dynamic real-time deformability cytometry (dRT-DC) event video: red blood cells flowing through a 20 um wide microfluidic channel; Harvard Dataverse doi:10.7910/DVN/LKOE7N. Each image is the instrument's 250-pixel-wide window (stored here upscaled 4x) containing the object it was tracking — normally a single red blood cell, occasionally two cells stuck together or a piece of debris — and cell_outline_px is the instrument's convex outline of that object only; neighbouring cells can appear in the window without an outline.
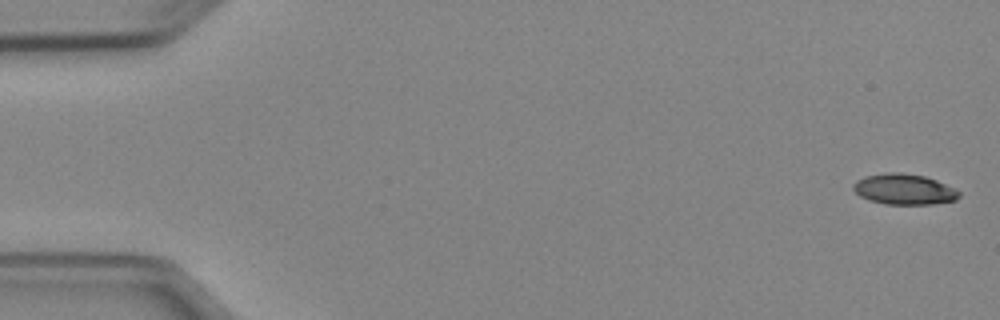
{"species": "Egyptian fruit bat (a non-hibernating species)", "species_latin": "Rousettus aegyptiacus", "temperature_condition": "cold", "stored_images_in_passage": 5, "camera_frame_rate_fps": 3000, "um_per_image_px": 0.085, "animal": {"sex": "female"}, "frame": {"image": 1, "passage_image": 1, "time_ms": 0.0, "image_size_px": [1000, 320], "cell_outline_px": [[960, 196], [956, 200], [932, 204], [884, 204], [868, 200], [860, 196], [852, 188], [852, 184], [856, 180], [864, 176], [888, 172], [900, 172], [924, 176], [936, 180], [960, 192]], "centroid_in_image_um": [76.8, 16.09], "position_along_channel_um": 8.2, "area_um2": 18.9}}
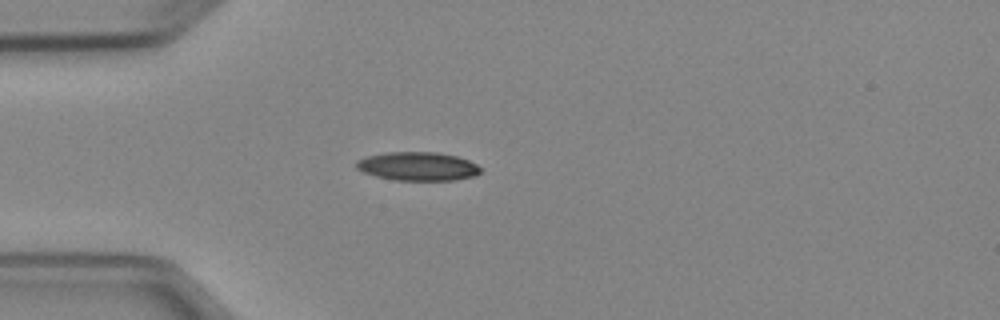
{"frame": {"image": 2, "passage_image": 5, "time_ms": 4.333, "image_size_px": [1000, 320], "cell_outline_px": [[480, 172], [472, 176], [452, 180], [396, 180], [376, 176], [364, 172], [356, 168], [356, 160], [364, 156], [388, 152], [436, 152], [456, 156], [468, 160], [476, 164], [480, 168]], "centroid_in_image_um": [35.46, 14.12], "position_along_channel_um": 49.5, "area_um2": 20.58}}